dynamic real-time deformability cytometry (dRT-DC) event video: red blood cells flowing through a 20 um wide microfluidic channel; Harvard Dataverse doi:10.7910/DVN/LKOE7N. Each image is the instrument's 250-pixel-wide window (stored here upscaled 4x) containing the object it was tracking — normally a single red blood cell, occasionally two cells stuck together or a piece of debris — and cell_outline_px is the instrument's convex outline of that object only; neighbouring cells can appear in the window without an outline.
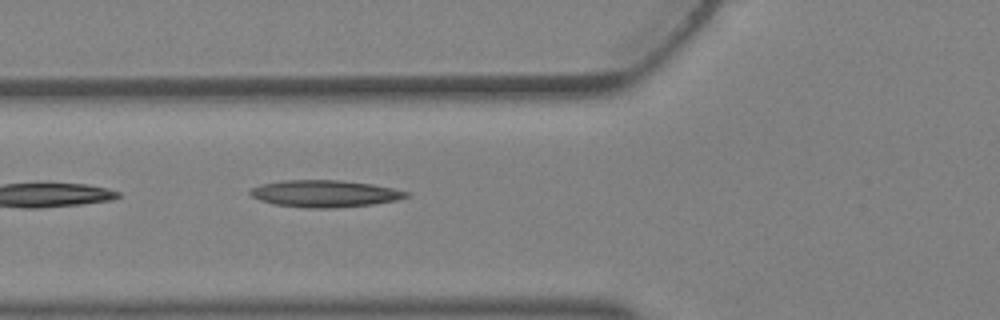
{"species": "Egyptian fruit bat (a non-hibernating species)", "species_latin": "Rousettus aegyptiacus", "temperature_condition": "warm", "stored_images_in_passage": 2, "camera_frame_rate_fps": 3000, "um_per_image_px": 0.085, "animal": {"sex": "female"}, "frame": {"image": 1, "passage_image": 2, "time_ms": 0.333, "image_size_px": [1000, 320], "cell_outline_px": [[412, 196], [396, 200], [372, 204], [332, 208], [308, 208], [272, 204], [260, 200], [252, 196], [248, 192], [252, 188], [260, 184], [284, 180], [340, 180], [372, 184], [412, 192]], "centroid_in_image_um": [27.63, 16.45], "position_along_channel_um": 98.2, "area_um2": 24.62}}